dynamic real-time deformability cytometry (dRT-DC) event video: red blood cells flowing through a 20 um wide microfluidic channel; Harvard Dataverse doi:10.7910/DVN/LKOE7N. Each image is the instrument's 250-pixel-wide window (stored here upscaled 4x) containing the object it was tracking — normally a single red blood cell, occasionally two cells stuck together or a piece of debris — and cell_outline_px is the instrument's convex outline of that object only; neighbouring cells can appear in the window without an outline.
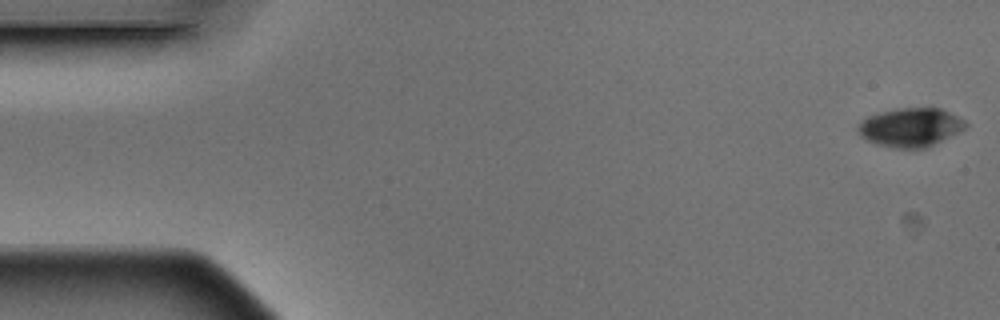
{"species": "Egyptian fruit bat (a non-hibernating species)", "species_latin": "Rousettus aegyptiacus", "temperature_condition": "warm", "stored_images_in_passage": 5, "camera_frame_rate_fps": 3000, "um_per_image_px": 0.085, "animal": {"sex": "male"}, "frame": {"image": 1, "passage_image": 1, "time_ms": 0.0, "image_size_px": [1000, 320], "cell_outline_px": [[968, 124], [960, 132], [924, 148], [896, 148], [876, 144], [860, 136], [856, 128], [856, 124], [860, 120], [868, 116], [880, 112], [896, 108], [940, 108], [964, 120]], "centroid_in_image_um": [77.34, 10.82], "position_along_channel_um": 7.7, "area_um2": 24.28}}
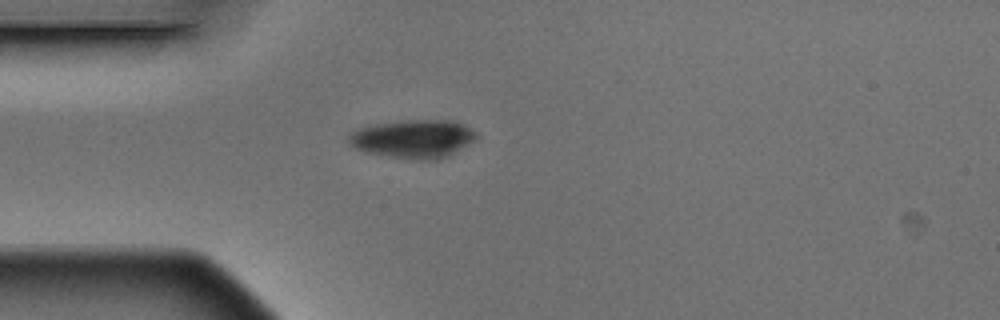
{"frame": {"image": 2, "passage_image": 5, "time_ms": 1.333, "image_size_px": [1000, 320], "cell_outline_px": [[476, 136], [468, 144], [448, 156], [436, 160], [424, 160], [392, 156], [368, 152], [356, 148], [348, 144], [348, 136], [356, 128], [376, 124], [408, 120], [452, 120], [476, 132]], "centroid_in_image_um": [35.09, 11.79], "position_along_channel_um": 49.9, "area_um2": 27.98}}